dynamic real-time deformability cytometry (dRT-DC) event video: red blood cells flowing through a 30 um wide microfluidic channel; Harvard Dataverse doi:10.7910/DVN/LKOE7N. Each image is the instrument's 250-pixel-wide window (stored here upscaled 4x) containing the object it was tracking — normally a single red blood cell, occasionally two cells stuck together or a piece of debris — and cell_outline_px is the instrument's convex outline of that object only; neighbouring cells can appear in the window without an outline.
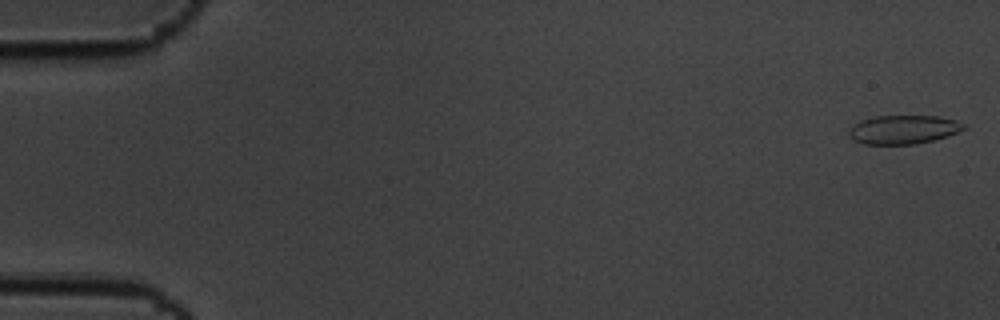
{"species": "common noctule bat (a hibernating species)", "species_latin": "Nyctalus noctula", "temperature_condition": "cold", "stored_images_in_passage": 58, "camera_frame_rate_fps": 3000, "um_per_image_px": 0.085, "animal": {"sex": "male", "body_mass_g": 19.5, "forearm_length_mm": 54.6}, "frame": {"image": 1, "passage_image": 1, "time_ms": 0.0, "image_size_px": [1000, 320], "cell_outline_px": [[968, 128], [948, 136], [916, 144], [864, 144], [852, 140], [848, 136], [848, 132], [860, 120], [876, 116], [940, 116], [956, 120], [964, 124]], "centroid_in_image_um": [76.81, 11.01], "position_along_channel_um": 8.2, "area_um2": 19.31}}
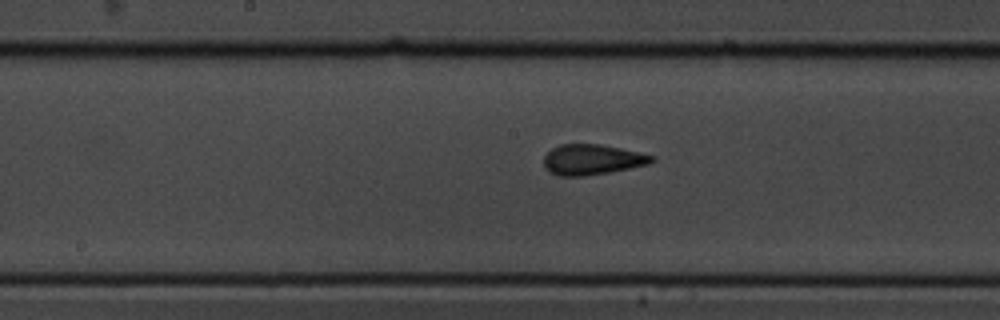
{"frame": {"image": 2, "passage_image": 30, "time_ms": 9.667, "image_size_px": [1000, 320], "cell_outline_px": [[656, 160], [648, 164], [608, 172], [584, 176], [560, 176], [548, 172], [544, 168], [544, 156], [552, 148], [560, 144], [600, 144], [620, 148], [656, 156]], "centroid_in_image_um": [50.3, 13.56], "position_along_channel_um": 197.9, "area_um2": 19.13}}
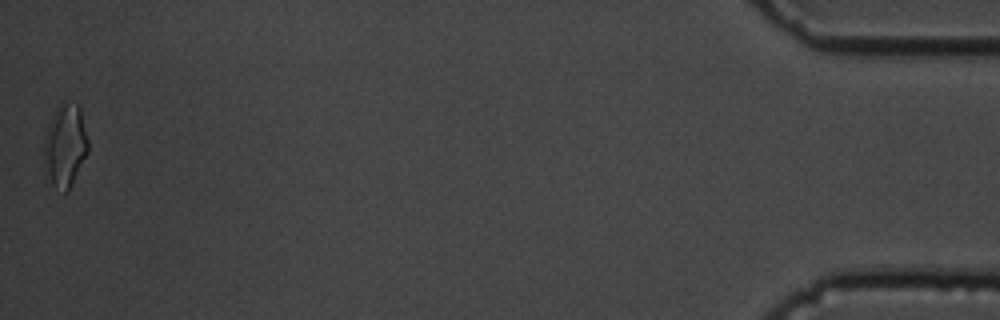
{"frame": {"image": 3, "passage_image": 58, "time_ms": 19.0, "image_size_px": [1000, 320], "cell_outline_px": [[88, 152], [68, 192], [64, 192], [52, 184], [44, 160], [44, 140], [48, 124], [60, 100], [64, 100], [76, 104], [80, 108], [88, 140]], "centroid_in_image_um": [5.55, 12.32], "position_along_channel_um": 429.7, "area_um2": 21.15}, "authors_computed_cell_mechanics": {"area_um2": 19.2185, "velocity_mm_per_s": 3.4456, "shape_relaxation_time_tau1_ms": 5.3716, "shape_relaxation_time_tau2_ms": 1.3324, "deformation_change_tau1": 0.1343, "deformation_change_tau2": 0.066}}